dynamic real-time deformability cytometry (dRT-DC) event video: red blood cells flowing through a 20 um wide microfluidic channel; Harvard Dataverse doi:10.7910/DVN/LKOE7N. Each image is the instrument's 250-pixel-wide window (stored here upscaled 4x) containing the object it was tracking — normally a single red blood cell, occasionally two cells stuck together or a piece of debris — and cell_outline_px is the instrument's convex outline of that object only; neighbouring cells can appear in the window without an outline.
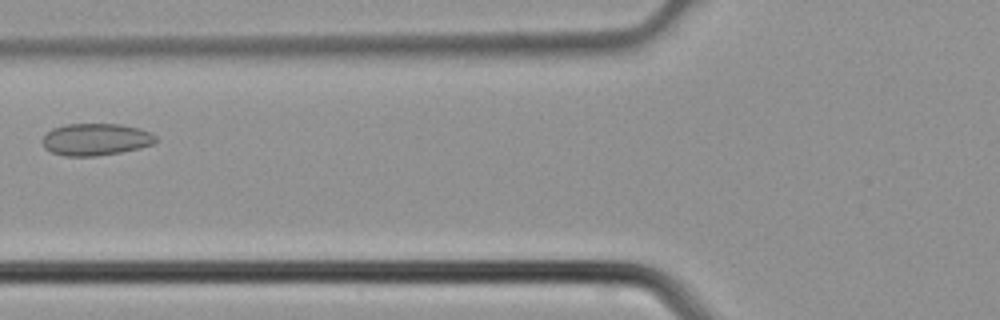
{"species": "common noctule bat (a hibernating species)", "species_latin": "Nyctalus noctula", "temperature_condition": "cold", "stored_images_in_passage": 4, "camera_frame_rate_fps": 3000, "um_per_image_px": 0.085, "animal": {"sex": "male", "body_mass_g": 21.5, "forearm_length_mm": 52.0}, "frame": {"image": 1, "passage_image": 4, "time_ms": 1.0, "image_size_px": [1000, 320], "cell_outline_px": [[156, 140], [152, 144], [140, 148], [120, 152], [96, 156], [64, 156], [52, 152], [44, 148], [44, 136], [52, 128], [68, 124], [120, 124], [140, 128], [152, 132], [156, 136]], "centroid_in_image_um": [8.17, 11.85], "position_along_channel_um": 117.6, "area_um2": 21.1}}